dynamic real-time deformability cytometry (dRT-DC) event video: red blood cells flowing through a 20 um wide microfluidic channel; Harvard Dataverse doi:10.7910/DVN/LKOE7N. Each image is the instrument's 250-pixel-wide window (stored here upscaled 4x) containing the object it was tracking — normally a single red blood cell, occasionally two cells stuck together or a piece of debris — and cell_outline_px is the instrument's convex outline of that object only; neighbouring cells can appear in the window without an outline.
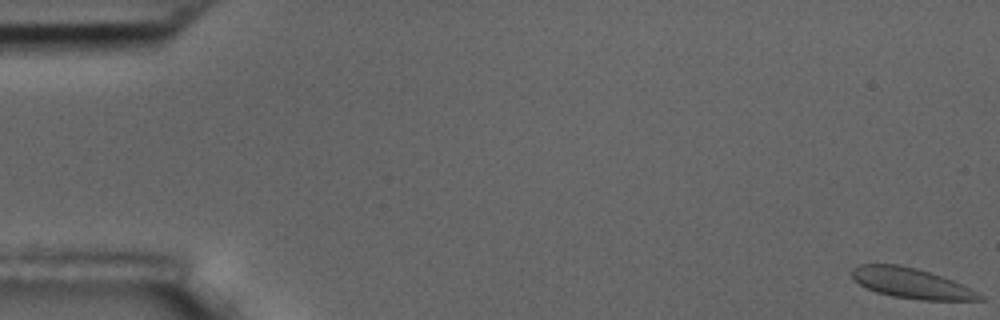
{"species": "common noctule bat (a hibernating species)", "species_latin": "Nyctalus noctula", "temperature_condition": "room temperature", "stored_images_in_passage": 15, "camera_frame_rate_fps": 3000, "um_per_image_px": 0.085, "animal": {"sex": "male", "body_mass_g": 17.5, "forearm_length_mm": 52.3}, "frame": {"image": 1, "passage_image": 1, "time_ms": 0.0, "image_size_px": [1000, 320], "cell_outline_px": [[984, 300], [920, 300], [892, 296], [876, 292], [860, 284], [852, 276], [852, 268], [860, 264], [896, 264], [916, 268], [952, 280], [984, 296]], "centroid_in_image_um": [77.44, 24.07], "position_along_channel_um": 7.6, "area_um2": 22.14}}
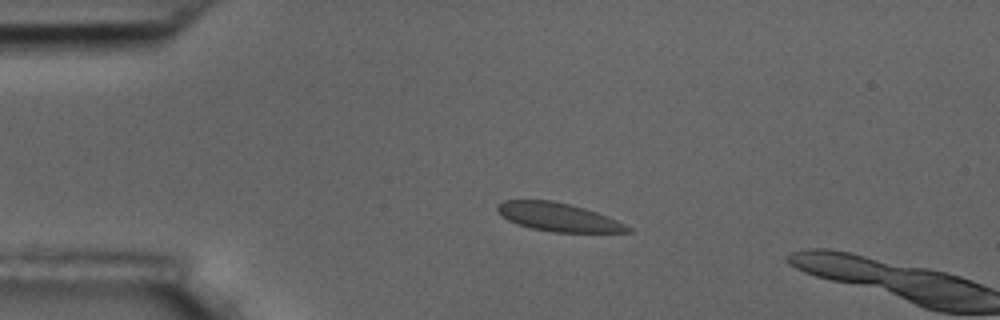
{"frame": {"image": 2, "passage_image": 13, "time_ms": 4.0, "image_size_px": [1000, 320], "cell_outline_px": [[632, 232], [552, 232], [532, 228], [516, 224], [508, 220], [496, 208], [496, 204], [504, 200], [552, 200], [584, 208], [608, 216], [632, 228]], "centroid_in_image_um": [47.45, 18.45], "position_along_channel_um": 37.6, "area_um2": 21.39}}